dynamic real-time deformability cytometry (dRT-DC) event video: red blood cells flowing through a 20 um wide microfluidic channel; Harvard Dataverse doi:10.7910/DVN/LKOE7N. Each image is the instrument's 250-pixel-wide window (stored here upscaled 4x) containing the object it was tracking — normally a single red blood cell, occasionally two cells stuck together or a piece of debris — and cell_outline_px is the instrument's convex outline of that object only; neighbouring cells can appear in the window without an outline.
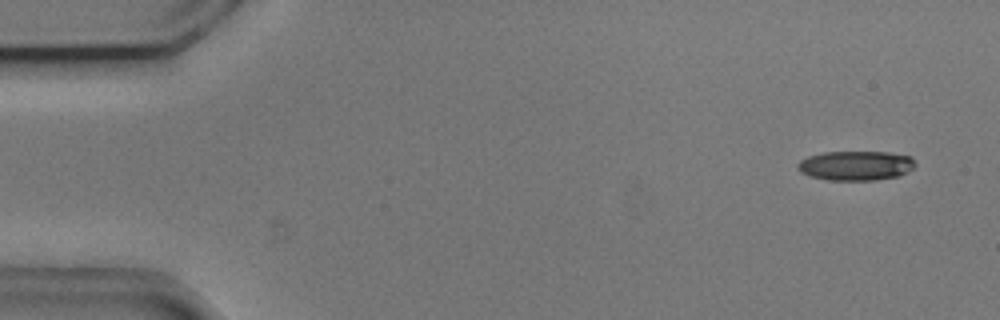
{"species": "common noctule bat (a hibernating species)", "species_latin": "Nyctalus noctula", "temperature_condition": "cold", "stored_images_in_passage": 52, "camera_frame_rate_fps": 3000, "um_per_image_px": 0.085, "animal": {"sex": "male", "body_mass_g": 20.5, "forearm_length_mm": 52.5}, "frame": {"image": 1, "passage_image": 1, "time_ms": 0.0, "image_size_px": [1000, 320], "cell_outline_px": [[916, 164], [908, 172], [900, 176], [876, 180], [828, 180], [812, 176], [800, 172], [796, 168], [796, 164], [800, 160], [808, 156], [824, 152], [888, 152], [912, 156]], "centroid_in_image_um": [72.75, 14.07], "position_along_channel_um": 12.2, "area_um2": 20.4}}
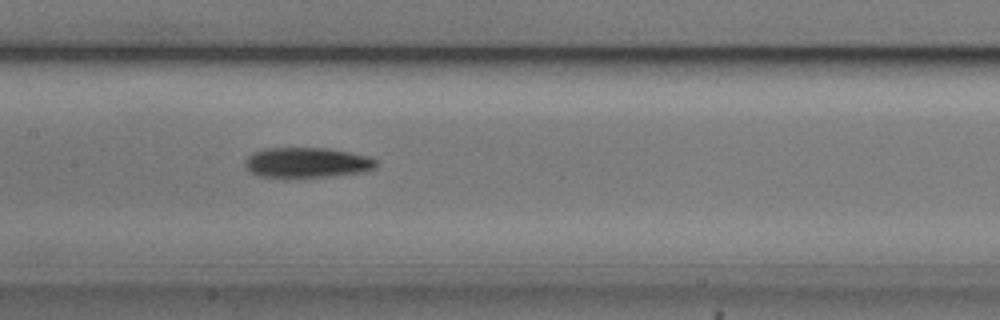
{"frame": {"image": 2, "passage_image": 24, "time_ms": 7.667, "image_size_px": [1000, 320], "cell_outline_px": [[376, 168], [368, 172], [324, 176], [256, 176], [244, 164], [244, 160], [252, 152], [264, 148], [324, 148], [348, 152], [368, 156], [376, 160]], "centroid_in_image_um": [26.1, 13.8], "position_along_channel_um": 181.3, "area_um2": 22.77}}
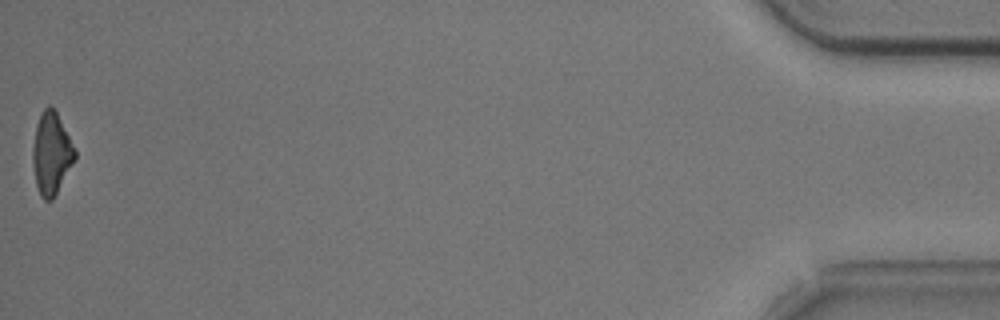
{"frame": {"image": 3, "passage_image": 52, "time_ms": 17.0, "image_size_px": [1000, 320], "cell_outline_px": [[76, 156], [72, 164], [52, 200], [44, 200], [40, 196], [36, 184], [32, 160], [32, 148], [36, 124], [40, 112], [48, 104], [56, 112], [76, 148]], "centroid_in_image_um": [4.35, 13.01], "position_along_channel_um": 430.8, "area_um2": 20.06}, "authors_computed_cell_mechanics": {"area_um2": 21.9351, "velocity_mm_per_s": 3.716, "shape_relaxation_time_tau1_ms": 2.7455, "shape_relaxation_time_tau2_ms": null, "deformation_change_tau1": 0.1359, "deformation_change_tau2": null}}